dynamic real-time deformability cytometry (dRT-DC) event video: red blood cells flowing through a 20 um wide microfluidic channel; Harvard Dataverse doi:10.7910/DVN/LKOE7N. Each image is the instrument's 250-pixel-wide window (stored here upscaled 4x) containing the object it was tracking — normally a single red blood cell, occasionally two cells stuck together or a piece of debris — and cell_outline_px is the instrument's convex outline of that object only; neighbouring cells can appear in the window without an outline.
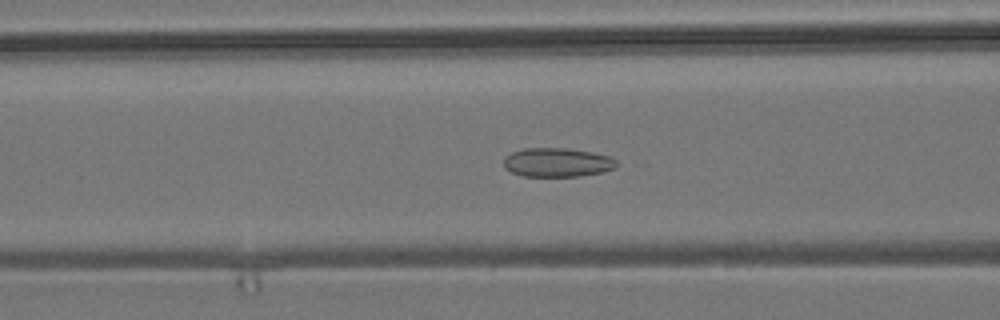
{"species": "common noctule bat (a hibernating species)", "species_latin": "Nyctalus noctula", "temperature_condition": "room temperature", "stored_images_in_passage": 42, "camera_frame_rate_fps": 3000, "um_per_image_px": 0.085, "animal": {"sex": "male", "body_mass_g": 19.2, "forearm_length_mm": 51.8}, "frame": {"image": 1, "passage_image": 9, "time_ms": 2.667, "image_size_px": [1000, 320], "cell_outline_px": [[616, 164], [612, 168], [600, 172], [580, 176], [524, 176], [512, 172], [504, 168], [504, 156], [512, 152], [524, 148], [568, 148], [592, 152], [612, 156], [616, 160]], "centroid_in_image_um": [47.34, 13.79], "position_along_channel_um": 119.3, "area_um2": 19.02}}
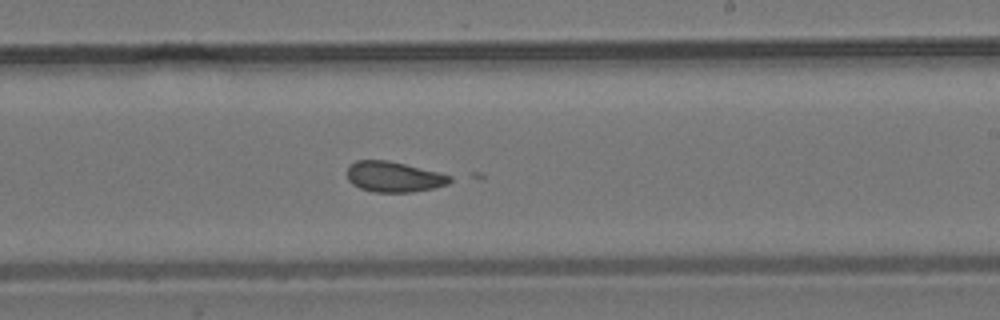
{"frame": {"image": 2, "passage_image": 20, "time_ms": 6.333, "image_size_px": [1000, 320], "cell_outline_px": [[452, 180], [448, 184], [432, 188], [412, 192], [372, 192], [360, 188], [352, 184], [348, 180], [348, 168], [356, 160], [388, 160], [440, 172], [452, 176]], "centroid_in_image_um": [33.49, 15.03], "position_along_channel_um": 255.5, "area_um2": 18.26}}
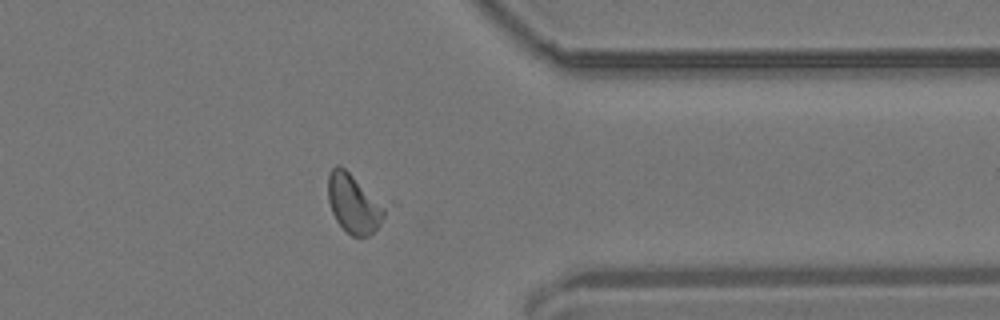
{"frame": {"image": 3, "passage_image": 31, "time_ms": 10.0, "image_size_px": [1000, 320], "cell_outline_px": [[384, 216], [380, 224], [368, 236], [352, 236], [336, 220], [332, 212], [328, 200], [328, 176], [332, 168], [336, 164], [340, 164], [384, 208]], "centroid_in_image_um": [29.99, 17.31], "position_along_channel_um": 381.4, "area_um2": 18.5}}